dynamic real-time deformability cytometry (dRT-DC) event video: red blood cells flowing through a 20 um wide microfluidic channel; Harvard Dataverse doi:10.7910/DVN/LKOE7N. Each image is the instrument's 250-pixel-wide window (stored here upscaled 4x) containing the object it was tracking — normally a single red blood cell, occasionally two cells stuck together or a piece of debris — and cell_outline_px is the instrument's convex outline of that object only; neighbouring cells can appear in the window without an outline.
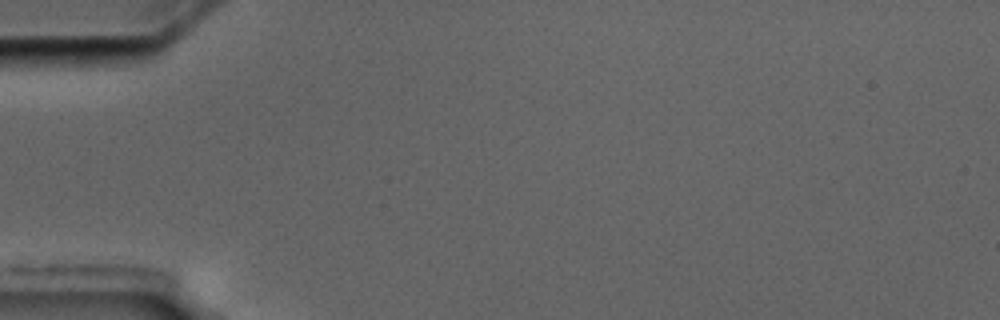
{"species": "common noctule bat (a hibernating species)", "species_latin": "Nyctalus noctula", "temperature_condition": "cold", "stored_images_in_passage": 3, "camera_frame_rate_fps": 3000, "um_per_image_px": 0.085, "animal": {"sex": "male", "body_mass_g": 17.5, "forearm_length_mm": 52.3}, "frame": {"image": 1, "passage_image": 1, "time_ms": 0.0, "image_size_px": [1000, 320], "cell_outline_px": [[92, 68], [88, 72], [20, 72], [20, 68], [24, 52], [84, 48], [92, 52]], "centroid_in_image_um": [4.89, 5.19], "position_along_channel_um": 80.1, "area_um2": 11.1}}